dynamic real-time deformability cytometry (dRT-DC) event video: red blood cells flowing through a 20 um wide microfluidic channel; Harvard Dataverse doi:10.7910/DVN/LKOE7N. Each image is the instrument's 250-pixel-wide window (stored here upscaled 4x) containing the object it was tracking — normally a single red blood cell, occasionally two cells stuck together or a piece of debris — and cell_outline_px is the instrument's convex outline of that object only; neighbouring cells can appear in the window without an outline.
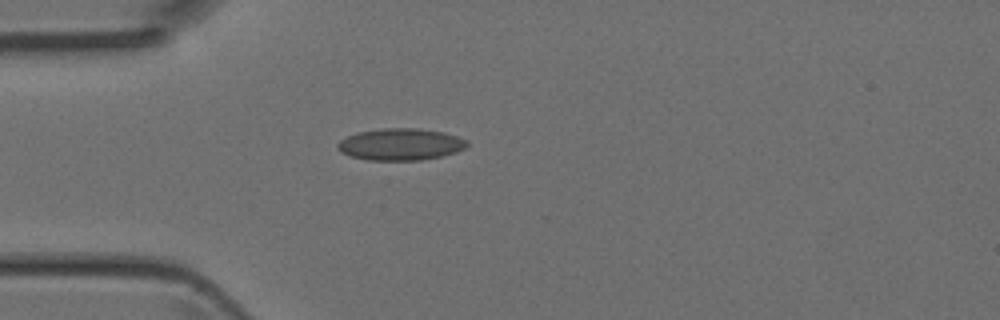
{"species": "Egyptian fruit bat (a non-hibernating species)", "species_latin": "Rousettus aegyptiacus", "temperature_condition": "room temperature", "stored_images_in_passage": 1, "camera_frame_rate_fps": 3000, "um_per_image_px": 0.085, "animal": {"sex": "female"}, "frame": {"image": 1, "passage_image": 1, "time_ms": 0.0, "image_size_px": [1000, 320], "cell_outline_px": [[468, 144], [464, 148], [456, 152], [440, 156], [420, 160], [368, 160], [352, 156], [340, 152], [336, 148], [336, 144], [340, 140], [356, 132], [384, 128], [416, 128], [444, 132], [468, 140]], "centroid_in_image_um": [34.02, 12.26], "position_along_channel_um": 51.0, "area_um2": 23.99}}